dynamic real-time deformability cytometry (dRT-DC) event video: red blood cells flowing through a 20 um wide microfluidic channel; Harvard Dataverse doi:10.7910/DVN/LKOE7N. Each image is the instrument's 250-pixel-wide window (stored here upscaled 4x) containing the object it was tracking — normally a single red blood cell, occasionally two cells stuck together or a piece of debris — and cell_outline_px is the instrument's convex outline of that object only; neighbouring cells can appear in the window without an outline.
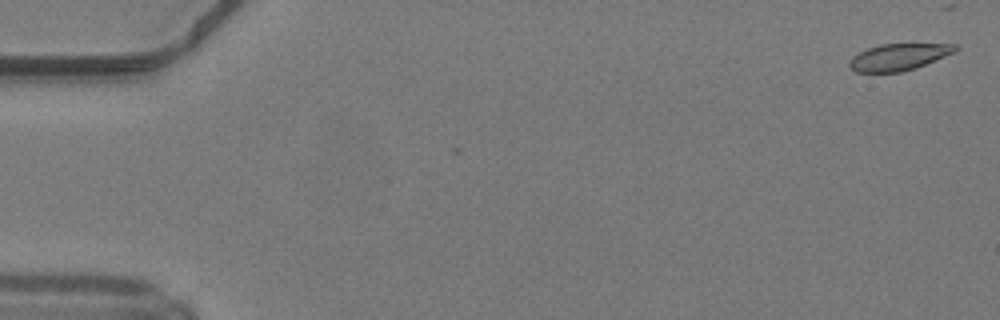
{"species": "common noctule bat (a hibernating species)", "species_latin": "Nyctalus noctula", "temperature_condition": "warm", "stored_images_in_passage": 5, "camera_frame_rate_fps": 3000, "um_per_image_px": 0.085, "animal": {"sex": "male", "body_mass_g": 19.2, "forearm_length_mm": 51.8}, "frame": {"image": 1, "passage_image": 2, "time_ms": 0.333, "image_size_px": [1000, 320], "cell_outline_px": [[960, 48], [956, 52], [916, 68], [900, 72], [856, 72], [848, 64], [852, 56], [868, 48], [880, 44], [956, 44]], "centroid_in_image_um": [76.42, 4.84], "position_along_channel_um": 8.6, "area_um2": 16.47}}